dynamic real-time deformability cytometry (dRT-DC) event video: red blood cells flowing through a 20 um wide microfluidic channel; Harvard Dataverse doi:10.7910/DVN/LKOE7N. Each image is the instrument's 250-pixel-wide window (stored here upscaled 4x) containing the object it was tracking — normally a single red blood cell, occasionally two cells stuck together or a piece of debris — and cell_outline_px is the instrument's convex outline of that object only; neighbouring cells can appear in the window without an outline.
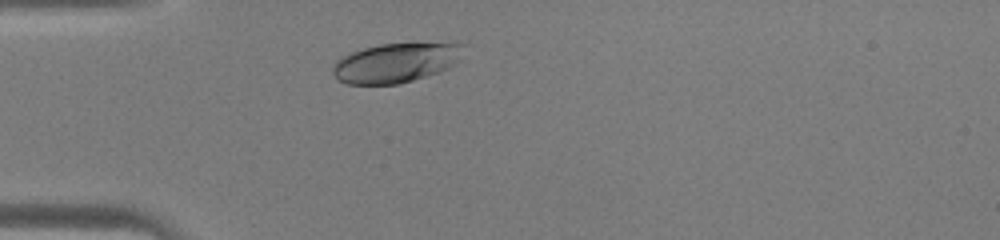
{"species": "human", "species_latin": "Homo sapiens", "temperature_condition": "warm", "stored_images_in_passage": 28, "camera_frame_rate_fps": 3000, "um_per_image_px": 0.085, "donor": {"sex": "male"}, "frame": {"image": 1, "passage_image": 4, "time_ms": 1.0, "image_size_px": [1000, 240], "cell_outline_px": [[464, 44], [456, 64], [448, 68], [400, 84], [348, 84], [340, 80], [332, 72], [332, 68], [336, 60], [352, 52], [364, 48], [380, 44]], "centroid_in_image_um": [33.59, 5.35], "position_along_channel_um": 51.4, "area_um2": 29.3}}
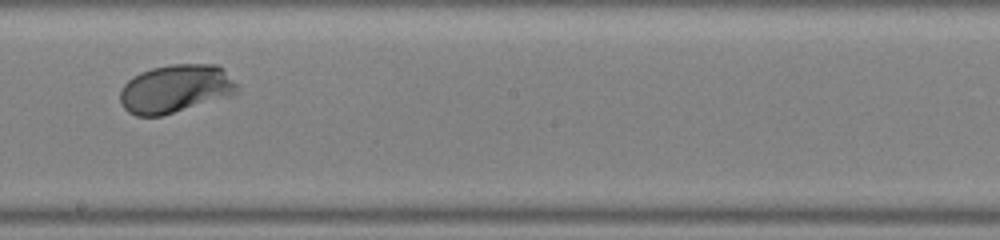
{"frame": {"image": 2, "passage_image": 17, "time_ms": 5.333, "image_size_px": [1000, 240], "cell_outline_px": [[240, 92], [236, 96], [160, 116], [136, 116], [128, 112], [124, 108], [120, 100], [120, 88], [128, 80], [140, 72], [152, 68], [172, 64], [220, 64], [240, 84]], "centroid_in_image_um": [15.03, 7.54], "position_along_channel_um": 233.2, "area_um2": 33.87}}
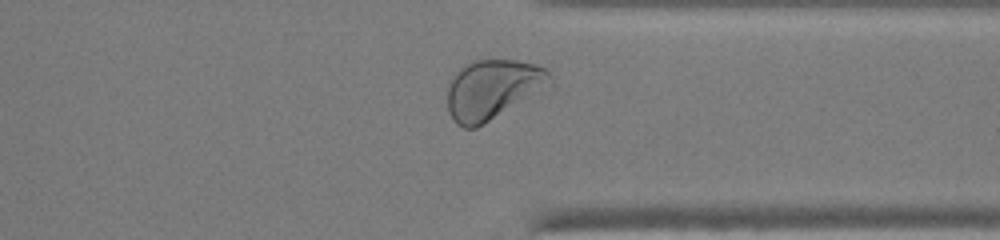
{"frame": {"image": 3, "passage_image": 26, "time_ms": 8.333, "image_size_px": [1000, 240], "cell_outline_px": [[552, 92], [476, 128], [464, 128], [456, 124], [448, 112], [448, 88], [452, 80], [460, 68], [464, 64], [476, 60], [516, 60], [536, 64], [544, 68], [552, 76]], "centroid_in_image_um": [42.04, 7.65], "position_along_channel_um": 369.4, "area_um2": 37.34}}